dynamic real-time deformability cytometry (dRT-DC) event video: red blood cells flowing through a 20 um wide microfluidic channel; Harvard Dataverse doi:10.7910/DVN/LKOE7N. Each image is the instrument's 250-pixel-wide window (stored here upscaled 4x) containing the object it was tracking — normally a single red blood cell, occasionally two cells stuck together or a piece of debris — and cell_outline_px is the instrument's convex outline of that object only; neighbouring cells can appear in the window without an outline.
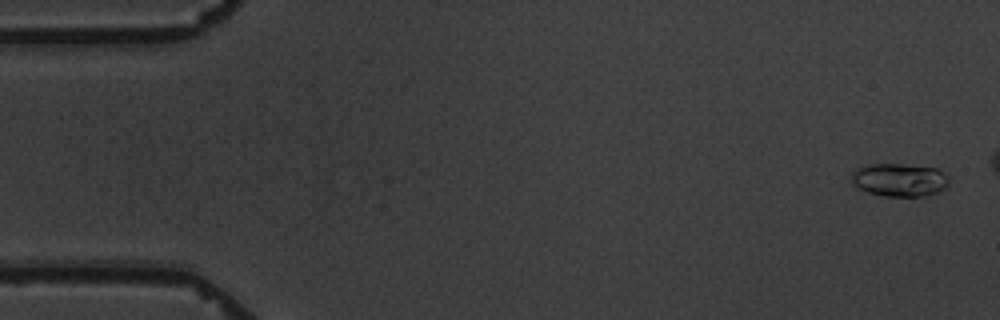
{"species": "common noctule bat (a hibernating species)", "species_latin": "Nyctalus noctula", "temperature_condition": "warm", "stored_images_in_passage": 6, "camera_frame_rate_fps": 3000, "um_per_image_px": 0.085, "animal": {"sex": "male", "body_mass_g": 19.5, "forearm_length_mm": 54.6}, "frame": {"image": 1, "passage_image": 1, "time_ms": 0.0, "image_size_px": [1000, 320], "cell_outline_px": [[948, 184], [944, 188], [928, 196], [884, 196], [868, 192], [856, 188], [852, 184], [852, 172], [856, 168], [868, 164], [904, 164], [936, 168], [944, 172], [948, 176]], "centroid_in_image_um": [76.43, 15.28], "position_along_channel_um": 8.6, "area_um2": 18.96}}